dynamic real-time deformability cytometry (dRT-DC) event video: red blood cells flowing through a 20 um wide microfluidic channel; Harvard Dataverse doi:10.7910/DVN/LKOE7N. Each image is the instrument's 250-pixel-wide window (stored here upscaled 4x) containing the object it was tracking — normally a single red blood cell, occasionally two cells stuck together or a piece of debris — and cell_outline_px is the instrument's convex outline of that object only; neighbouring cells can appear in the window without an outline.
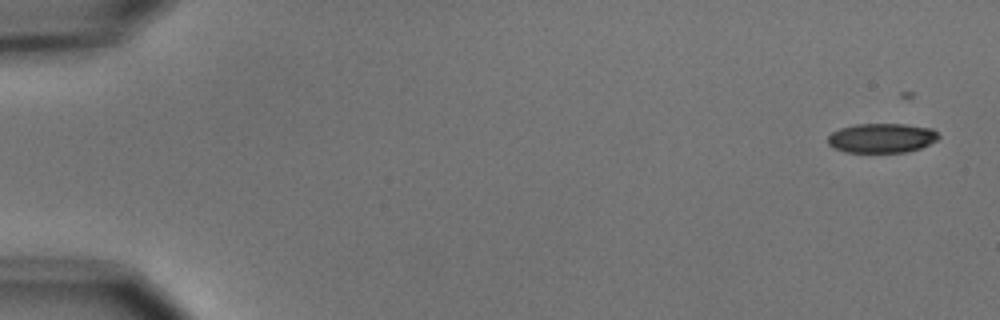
{"species": "common noctule bat (a hibernating species)", "species_latin": "Nyctalus noctula", "temperature_condition": "cold", "stored_images_in_passage": 4, "camera_frame_rate_fps": 3000, "um_per_image_px": 0.085, "animal": {"sex": "male", "body_mass_g": 15.6}, "frame": {"image": 1, "passage_image": 1, "time_ms": 0.0, "image_size_px": [1000, 320], "cell_outline_px": [[940, 136], [936, 140], [920, 148], [904, 152], [844, 152], [828, 144], [828, 136], [832, 132], [840, 128], [856, 124], [904, 124], [932, 128]], "centroid_in_image_um": [74.93, 11.73], "position_along_channel_um": 10.1, "area_um2": 18.9}}